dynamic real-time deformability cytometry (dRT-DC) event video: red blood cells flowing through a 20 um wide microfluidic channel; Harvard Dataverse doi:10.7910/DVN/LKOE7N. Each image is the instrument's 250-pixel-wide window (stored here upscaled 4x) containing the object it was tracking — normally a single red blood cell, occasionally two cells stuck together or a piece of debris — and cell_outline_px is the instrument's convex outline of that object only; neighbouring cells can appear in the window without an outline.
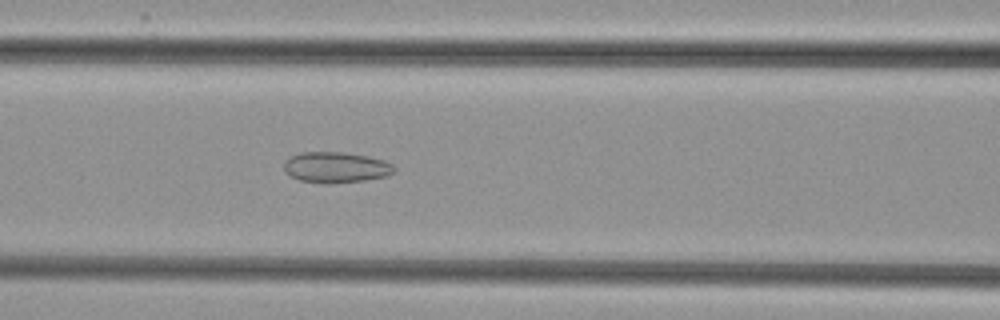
{"species": "common noctule bat (a hibernating species)", "species_latin": "Nyctalus noctula", "temperature_condition": "cold", "stored_images_in_passage": 42, "camera_frame_rate_fps": 3000, "um_per_image_px": 0.085, "animal": {"sex": "female", "body_mass_g": 29.2, "forearm_length_mm": 56.3}, "frame": {"image": 1, "passage_image": 13, "time_ms": 4.0, "image_size_px": [1000, 320], "cell_outline_px": [[396, 168], [388, 176], [364, 180], [328, 184], [324, 184], [300, 180], [288, 176], [284, 172], [284, 160], [300, 152], [344, 152], [368, 156], [384, 160], [392, 164]], "centroid_in_image_um": [28.52, 14.23], "position_along_channel_um": 138.1, "area_um2": 20.0}}
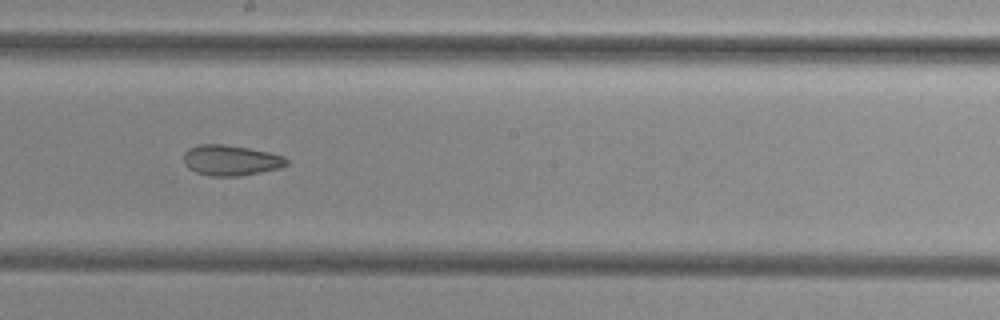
{"frame": {"image": 2, "passage_image": 20, "time_ms": 6.333, "image_size_px": [1000, 320], "cell_outline_px": [[288, 164], [280, 168], [240, 176], [212, 176], [196, 172], [188, 168], [184, 164], [184, 152], [188, 148], [200, 144], [224, 144], [248, 148], [268, 152], [284, 156], [288, 160]], "centroid_in_image_um": [19.61, 13.62], "position_along_channel_um": 228.6, "area_um2": 18.32}}
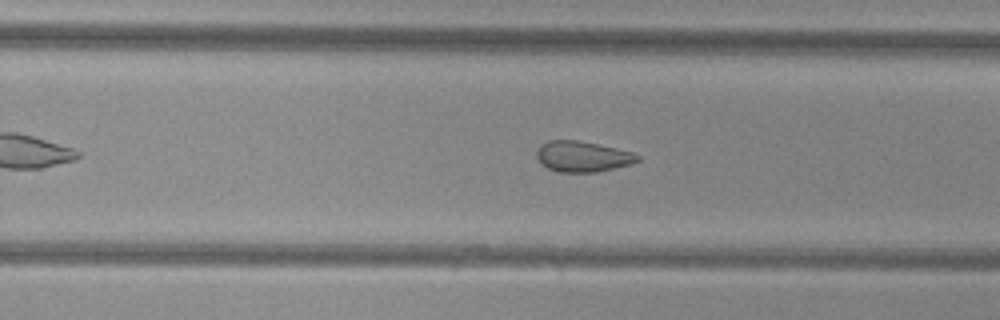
{"frame": {"image": 3, "passage_image": 24, "time_ms": 7.667, "image_size_px": [1000, 320], "cell_outline_px": [[640, 160], [632, 164], [596, 172], [560, 172], [548, 168], [540, 164], [536, 156], [536, 152], [540, 144], [548, 140], [576, 140], [596, 144], [632, 152], [640, 156]], "centroid_in_image_um": [49.49, 13.31], "position_along_channel_um": 280.3, "area_um2": 18.03}}